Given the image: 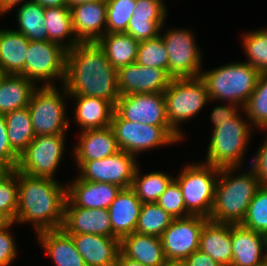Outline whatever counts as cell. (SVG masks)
<instances>
[{"mask_svg":"<svg viewBox=\"0 0 267 266\" xmlns=\"http://www.w3.org/2000/svg\"><path fill=\"white\" fill-rule=\"evenodd\" d=\"M231 240V266H254L267 259V253L263 254L265 244L262 234L241 224H231Z\"/></svg>","mask_w":267,"mask_h":266,"instance_id":"7402d4cb","label":"cell"},{"mask_svg":"<svg viewBox=\"0 0 267 266\" xmlns=\"http://www.w3.org/2000/svg\"><path fill=\"white\" fill-rule=\"evenodd\" d=\"M19 156L12 150L8 140L4 114L0 113V164L5 169H16Z\"/></svg>","mask_w":267,"mask_h":266,"instance_id":"ee69618b","label":"cell"},{"mask_svg":"<svg viewBox=\"0 0 267 266\" xmlns=\"http://www.w3.org/2000/svg\"><path fill=\"white\" fill-rule=\"evenodd\" d=\"M29 40L15 30H0V71L21 75L25 69Z\"/></svg>","mask_w":267,"mask_h":266,"instance_id":"4316f807","label":"cell"},{"mask_svg":"<svg viewBox=\"0 0 267 266\" xmlns=\"http://www.w3.org/2000/svg\"><path fill=\"white\" fill-rule=\"evenodd\" d=\"M138 168L137 166L131 188L135 191L142 203L157 202L174 178L164 172L157 171L145 174L141 177Z\"/></svg>","mask_w":267,"mask_h":266,"instance_id":"836d02e7","label":"cell"},{"mask_svg":"<svg viewBox=\"0 0 267 266\" xmlns=\"http://www.w3.org/2000/svg\"><path fill=\"white\" fill-rule=\"evenodd\" d=\"M23 1L24 0H1V7L7 13L9 10Z\"/></svg>","mask_w":267,"mask_h":266,"instance_id":"f5cc1de1","label":"cell"},{"mask_svg":"<svg viewBox=\"0 0 267 266\" xmlns=\"http://www.w3.org/2000/svg\"><path fill=\"white\" fill-rule=\"evenodd\" d=\"M120 251L144 266H161L166 260L160 237L137 232L120 240Z\"/></svg>","mask_w":267,"mask_h":266,"instance_id":"d4e9b609","label":"cell"},{"mask_svg":"<svg viewBox=\"0 0 267 266\" xmlns=\"http://www.w3.org/2000/svg\"><path fill=\"white\" fill-rule=\"evenodd\" d=\"M165 20H149V17L132 16L125 33L138 42L158 37Z\"/></svg>","mask_w":267,"mask_h":266,"instance_id":"7bdbcfd3","label":"cell"},{"mask_svg":"<svg viewBox=\"0 0 267 266\" xmlns=\"http://www.w3.org/2000/svg\"><path fill=\"white\" fill-rule=\"evenodd\" d=\"M143 203L132 188L121 189L108 208L112 237L121 240L134 233Z\"/></svg>","mask_w":267,"mask_h":266,"instance_id":"44dd1931","label":"cell"},{"mask_svg":"<svg viewBox=\"0 0 267 266\" xmlns=\"http://www.w3.org/2000/svg\"><path fill=\"white\" fill-rule=\"evenodd\" d=\"M100 0H67V5L69 7L80 4V3H91V2H97Z\"/></svg>","mask_w":267,"mask_h":266,"instance_id":"11a10c76","label":"cell"},{"mask_svg":"<svg viewBox=\"0 0 267 266\" xmlns=\"http://www.w3.org/2000/svg\"><path fill=\"white\" fill-rule=\"evenodd\" d=\"M120 96L138 93H163L171 77L162 68L132 63L117 71Z\"/></svg>","mask_w":267,"mask_h":266,"instance_id":"2e32d148","label":"cell"},{"mask_svg":"<svg viewBox=\"0 0 267 266\" xmlns=\"http://www.w3.org/2000/svg\"><path fill=\"white\" fill-rule=\"evenodd\" d=\"M35 82L23 75L2 74L0 77V113L27 107L36 89Z\"/></svg>","mask_w":267,"mask_h":266,"instance_id":"f1b7e54d","label":"cell"},{"mask_svg":"<svg viewBox=\"0 0 267 266\" xmlns=\"http://www.w3.org/2000/svg\"><path fill=\"white\" fill-rule=\"evenodd\" d=\"M65 134L37 135L19 156L17 170L33 177L55 176L64 151Z\"/></svg>","mask_w":267,"mask_h":266,"instance_id":"8fae6325","label":"cell"},{"mask_svg":"<svg viewBox=\"0 0 267 266\" xmlns=\"http://www.w3.org/2000/svg\"><path fill=\"white\" fill-rule=\"evenodd\" d=\"M107 20L105 33H125L133 16L136 0H106Z\"/></svg>","mask_w":267,"mask_h":266,"instance_id":"ab89813d","label":"cell"},{"mask_svg":"<svg viewBox=\"0 0 267 266\" xmlns=\"http://www.w3.org/2000/svg\"><path fill=\"white\" fill-rule=\"evenodd\" d=\"M136 157L125 151L100 160L76 161L81 170V180L112 183L122 189L132 187L134 173L137 168Z\"/></svg>","mask_w":267,"mask_h":266,"instance_id":"5bb4252c","label":"cell"},{"mask_svg":"<svg viewBox=\"0 0 267 266\" xmlns=\"http://www.w3.org/2000/svg\"><path fill=\"white\" fill-rule=\"evenodd\" d=\"M40 4L43 8L48 7H69L67 5V0H32Z\"/></svg>","mask_w":267,"mask_h":266,"instance_id":"816d5d0a","label":"cell"},{"mask_svg":"<svg viewBox=\"0 0 267 266\" xmlns=\"http://www.w3.org/2000/svg\"><path fill=\"white\" fill-rule=\"evenodd\" d=\"M238 107L236 104L233 103H228V106H216L214 107L212 114H211V119L214 124V128L217 127L219 124L224 123L225 121L231 120L238 111Z\"/></svg>","mask_w":267,"mask_h":266,"instance_id":"c3c4849f","label":"cell"},{"mask_svg":"<svg viewBox=\"0 0 267 266\" xmlns=\"http://www.w3.org/2000/svg\"><path fill=\"white\" fill-rule=\"evenodd\" d=\"M37 236L56 266H86L72 237L63 228L41 231Z\"/></svg>","mask_w":267,"mask_h":266,"instance_id":"484cf974","label":"cell"},{"mask_svg":"<svg viewBox=\"0 0 267 266\" xmlns=\"http://www.w3.org/2000/svg\"><path fill=\"white\" fill-rule=\"evenodd\" d=\"M18 207L15 222H32L37 233L62 228L66 186L54 179L18 171Z\"/></svg>","mask_w":267,"mask_h":266,"instance_id":"7a4b0ae2","label":"cell"},{"mask_svg":"<svg viewBox=\"0 0 267 266\" xmlns=\"http://www.w3.org/2000/svg\"><path fill=\"white\" fill-rule=\"evenodd\" d=\"M77 102L75 119L84 130L109 127L115 106L104 99L89 96H73ZM76 98V99H75Z\"/></svg>","mask_w":267,"mask_h":266,"instance_id":"83f0119b","label":"cell"},{"mask_svg":"<svg viewBox=\"0 0 267 266\" xmlns=\"http://www.w3.org/2000/svg\"><path fill=\"white\" fill-rule=\"evenodd\" d=\"M75 38L79 42H97L105 32L107 20V2L100 0L80 3L70 7ZM102 30V31H101Z\"/></svg>","mask_w":267,"mask_h":266,"instance_id":"ac0fdd59","label":"cell"},{"mask_svg":"<svg viewBox=\"0 0 267 266\" xmlns=\"http://www.w3.org/2000/svg\"><path fill=\"white\" fill-rule=\"evenodd\" d=\"M241 225L260 234L267 230V186H261L255 193Z\"/></svg>","mask_w":267,"mask_h":266,"instance_id":"60d3db41","label":"cell"},{"mask_svg":"<svg viewBox=\"0 0 267 266\" xmlns=\"http://www.w3.org/2000/svg\"><path fill=\"white\" fill-rule=\"evenodd\" d=\"M191 33L187 29H172L161 36L169 58L168 75L172 79L201 75V51Z\"/></svg>","mask_w":267,"mask_h":266,"instance_id":"4fadbf2b","label":"cell"},{"mask_svg":"<svg viewBox=\"0 0 267 266\" xmlns=\"http://www.w3.org/2000/svg\"><path fill=\"white\" fill-rule=\"evenodd\" d=\"M251 169L258 178L261 186H267V139L256 153Z\"/></svg>","mask_w":267,"mask_h":266,"instance_id":"7dc6e473","label":"cell"},{"mask_svg":"<svg viewBox=\"0 0 267 266\" xmlns=\"http://www.w3.org/2000/svg\"><path fill=\"white\" fill-rule=\"evenodd\" d=\"M199 250L210 255L222 266H231V224L208 220L201 231Z\"/></svg>","mask_w":267,"mask_h":266,"instance_id":"cb8c5ba5","label":"cell"},{"mask_svg":"<svg viewBox=\"0 0 267 266\" xmlns=\"http://www.w3.org/2000/svg\"><path fill=\"white\" fill-rule=\"evenodd\" d=\"M173 219L174 218L164 211L156 202L143 203L135 232L161 237L164 231L170 226Z\"/></svg>","mask_w":267,"mask_h":266,"instance_id":"e575fe53","label":"cell"},{"mask_svg":"<svg viewBox=\"0 0 267 266\" xmlns=\"http://www.w3.org/2000/svg\"><path fill=\"white\" fill-rule=\"evenodd\" d=\"M220 168L209 164H190L174 179L180 185L186 210L191 215L209 218Z\"/></svg>","mask_w":267,"mask_h":266,"instance_id":"52a82bcc","label":"cell"},{"mask_svg":"<svg viewBox=\"0 0 267 266\" xmlns=\"http://www.w3.org/2000/svg\"><path fill=\"white\" fill-rule=\"evenodd\" d=\"M209 219L199 215L174 218L161 235L165 258L185 260L199 249L200 234Z\"/></svg>","mask_w":267,"mask_h":266,"instance_id":"9a60e30c","label":"cell"},{"mask_svg":"<svg viewBox=\"0 0 267 266\" xmlns=\"http://www.w3.org/2000/svg\"><path fill=\"white\" fill-rule=\"evenodd\" d=\"M6 12L2 9V7H1V0H0V15L1 14H5Z\"/></svg>","mask_w":267,"mask_h":266,"instance_id":"91938a15","label":"cell"},{"mask_svg":"<svg viewBox=\"0 0 267 266\" xmlns=\"http://www.w3.org/2000/svg\"><path fill=\"white\" fill-rule=\"evenodd\" d=\"M261 73L247 62L226 64L201 73L210 101L224 100L244 108Z\"/></svg>","mask_w":267,"mask_h":266,"instance_id":"277c9868","label":"cell"},{"mask_svg":"<svg viewBox=\"0 0 267 266\" xmlns=\"http://www.w3.org/2000/svg\"><path fill=\"white\" fill-rule=\"evenodd\" d=\"M75 146L76 161L100 160L120 151L112 128L89 129L80 133Z\"/></svg>","mask_w":267,"mask_h":266,"instance_id":"603a6c76","label":"cell"},{"mask_svg":"<svg viewBox=\"0 0 267 266\" xmlns=\"http://www.w3.org/2000/svg\"><path fill=\"white\" fill-rule=\"evenodd\" d=\"M254 266H267V259L260 264L254 265Z\"/></svg>","mask_w":267,"mask_h":266,"instance_id":"680465c9","label":"cell"},{"mask_svg":"<svg viewBox=\"0 0 267 266\" xmlns=\"http://www.w3.org/2000/svg\"><path fill=\"white\" fill-rule=\"evenodd\" d=\"M44 18L48 41L63 46L67 51L79 43L75 38L70 7L45 8ZM71 35L74 38L72 37L68 43H63L62 40Z\"/></svg>","mask_w":267,"mask_h":266,"instance_id":"4dcf8cb0","label":"cell"},{"mask_svg":"<svg viewBox=\"0 0 267 266\" xmlns=\"http://www.w3.org/2000/svg\"><path fill=\"white\" fill-rule=\"evenodd\" d=\"M66 96H89L107 100L114 106L120 97L117 70L97 42H79L66 54Z\"/></svg>","mask_w":267,"mask_h":266,"instance_id":"6da1fadb","label":"cell"},{"mask_svg":"<svg viewBox=\"0 0 267 266\" xmlns=\"http://www.w3.org/2000/svg\"><path fill=\"white\" fill-rule=\"evenodd\" d=\"M238 167L220 168L210 221L227 224H241L249 204L261 187L251 169L242 175L231 176Z\"/></svg>","mask_w":267,"mask_h":266,"instance_id":"3957f363","label":"cell"},{"mask_svg":"<svg viewBox=\"0 0 267 266\" xmlns=\"http://www.w3.org/2000/svg\"><path fill=\"white\" fill-rule=\"evenodd\" d=\"M110 127L119 149L135 157L139 152L177 142L162 126L124 120L115 111Z\"/></svg>","mask_w":267,"mask_h":266,"instance_id":"7c38bea8","label":"cell"},{"mask_svg":"<svg viewBox=\"0 0 267 266\" xmlns=\"http://www.w3.org/2000/svg\"><path fill=\"white\" fill-rule=\"evenodd\" d=\"M163 93L169 125L182 138L178 125L194 117L210 101L207 86L200 76L171 79Z\"/></svg>","mask_w":267,"mask_h":266,"instance_id":"8992f818","label":"cell"},{"mask_svg":"<svg viewBox=\"0 0 267 266\" xmlns=\"http://www.w3.org/2000/svg\"><path fill=\"white\" fill-rule=\"evenodd\" d=\"M115 266H144V265L126 257L121 251H119Z\"/></svg>","mask_w":267,"mask_h":266,"instance_id":"f907efd6","label":"cell"},{"mask_svg":"<svg viewBox=\"0 0 267 266\" xmlns=\"http://www.w3.org/2000/svg\"><path fill=\"white\" fill-rule=\"evenodd\" d=\"M62 228L68 234H95L112 237V225L108 209L64 206Z\"/></svg>","mask_w":267,"mask_h":266,"instance_id":"d6986e66","label":"cell"},{"mask_svg":"<svg viewBox=\"0 0 267 266\" xmlns=\"http://www.w3.org/2000/svg\"><path fill=\"white\" fill-rule=\"evenodd\" d=\"M187 266H222L216 262L210 255L200 251L193 252L184 260Z\"/></svg>","mask_w":267,"mask_h":266,"instance_id":"681fc988","label":"cell"},{"mask_svg":"<svg viewBox=\"0 0 267 266\" xmlns=\"http://www.w3.org/2000/svg\"><path fill=\"white\" fill-rule=\"evenodd\" d=\"M245 114L251 121L250 127L267 129V73H261L258 83L244 106Z\"/></svg>","mask_w":267,"mask_h":266,"instance_id":"d590c367","label":"cell"},{"mask_svg":"<svg viewBox=\"0 0 267 266\" xmlns=\"http://www.w3.org/2000/svg\"><path fill=\"white\" fill-rule=\"evenodd\" d=\"M67 50L50 41H29L25 69L21 74L35 82L43 80V86H53L54 78L62 80L64 84L66 76ZM35 80V81H34ZM50 81V82H49Z\"/></svg>","mask_w":267,"mask_h":266,"instance_id":"9c48e42d","label":"cell"},{"mask_svg":"<svg viewBox=\"0 0 267 266\" xmlns=\"http://www.w3.org/2000/svg\"><path fill=\"white\" fill-rule=\"evenodd\" d=\"M136 63L146 67L162 68L168 74L169 58L161 34L139 43Z\"/></svg>","mask_w":267,"mask_h":266,"instance_id":"74e56055","label":"cell"},{"mask_svg":"<svg viewBox=\"0 0 267 266\" xmlns=\"http://www.w3.org/2000/svg\"><path fill=\"white\" fill-rule=\"evenodd\" d=\"M4 170H6V169L0 164V174H1Z\"/></svg>","mask_w":267,"mask_h":266,"instance_id":"94428289","label":"cell"},{"mask_svg":"<svg viewBox=\"0 0 267 266\" xmlns=\"http://www.w3.org/2000/svg\"><path fill=\"white\" fill-rule=\"evenodd\" d=\"M161 266H187L184 260H168L166 259L165 262Z\"/></svg>","mask_w":267,"mask_h":266,"instance_id":"db71d44e","label":"cell"},{"mask_svg":"<svg viewBox=\"0 0 267 266\" xmlns=\"http://www.w3.org/2000/svg\"><path fill=\"white\" fill-rule=\"evenodd\" d=\"M27 107L35 136L64 134L68 129L63 95L54 85L35 89Z\"/></svg>","mask_w":267,"mask_h":266,"instance_id":"ba28073f","label":"cell"},{"mask_svg":"<svg viewBox=\"0 0 267 266\" xmlns=\"http://www.w3.org/2000/svg\"><path fill=\"white\" fill-rule=\"evenodd\" d=\"M243 47L248 56L247 63L260 73H267V29L243 35Z\"/></svg>","mask_w":267,"mask_h":266,"instance_id":"f35d334b","label":"cell"},{"mask_svg":"<svg viewBox=\"0 0 267 266\" xmlns=\"http://www.w3.org/2000/svg\"><path fill=\"white\" fill-rule=\"evenodd\" d=\"M121 189L112 183L86 181L77 177L66 187L64 206L108 209Z\"/></svg>","mask_w":267,"mask_h":266,"instance_id":"e0dca14e","label":"cell"},{"mask_svg":"<svg viewBox=\"0 0 267 266\" xmlns=\"http://www.w3.org/2000/svg\"><path fill=\"white\" fill-rule=\"evenodd\" d=\"M246 123L237 113L213 129L206 164L218 168L241 166L252 130Z\"/></svg>","mask_w":267,"mask_h":266,"instance_id":"5b68a950","label":"cell"},{"mask_svg":"<svg viewBox=\"0 0 267 266\" xmlns=\"http://www.w3.org/2000/svg\"><path fill=\"white\" fill-rule=\"evenodd\" d=\"M97 43L117 71L136 62L140 42L127 33H105Z\"/></svg>","mask_w":267,"mask_h":266,"instance_id":"f546056e","label":"cell"},{"mask_svg":"<svg viewBox=\"0 0 267 266\" xmlns=\"http://www.w3.org/2000/svg\"><path fill=\"white\" fill-rule=\"evenodd\" d=\"M262 236H263L265 248H267V230L262 234ZM265 252L267 253V249L265 250Z\"/></svg>","mask_w":267,"mask_h":266,"instance_id":"6f0895ef","label":"cell"},{"mask_svg":"<svg viewBox=\"0 0 267 266\" xmlns=\"http://www.w3.org/2000/svg\"><path fill=\"white\" fill-rule=\"evenodd\" d=\"M156 203L173 218H184L191 215L186 210L180 185L175 179L170 182L165 193L159 197Z\"/></svg>","mask_w":267,"mask_h":266,"instance_id":"b9f144b4","label":"cell"},{"mask_svg":"<svg viewBox=\"0 0 267 266\" xmlns=\"http://www.w3.org/2000/svg\"><path fill=\"white\" fill-rule=\"evenodd\" d=\"M86 266H115L120 240L95 234H70Z\"/></svg>","mask_w":267,"mask_h":266,"instance_id":"ffe728a7","label":"cell"},{"mask_svg":"<svg viewBox=\"0 0 267 266\" xmlns=\"http://www.w3.org/2000/svg\"><path fill=\"white\" fill-rule=\"evenodd\" d=\"M20 6L17 12L19 30L29 41H48V33L45 27V8L40 4L29 0Z\"/></svg>","mask_w":267,"mask_h":266,"instance_id":"d6a6232c","label":"cell"},{"mask_svg":"<svg viewBox=\"0 0 267 266\" xmlns=\"http://www.w3.org/2000/svg\"><path fill=\"white\" fill-rule=\"evenodd\" d=\"M11 221L0 212V229L6 227Z\"/></svg>","mask_w":267,"mask_h":266,"instance_id":"9f6ffc18","label":"cell"},{"mask_svg":"<svg viewBox=\"0 0 267 266\" xmlns=\"http://www.w3.org/2000/svg\"><path fill=\"white\" fill-rule=\"evenodd\" d=\"M14 222L0 229V266H9L16 257L17 248L11 233L8 231Z\"/></svg>","mask_w":267,"mask_h":266,"instance_id":"bcb514c9","label":"cell"},{"mask_svg":"<svg viewBox=\"0 0 267 266\" xmlns=\"http://www.w3.org/2000/svg\"><path fill=\"white\" fill-rule=\"evenodd\" d=\"M166 13L163 0H136L133 16L149 17V20H165Z\"/></svg>","mask_w":267,"mask_h":266,"instance_id":"f6af8a7d","label":"cell"},{"mask_svg":"<svg viewBox=\"0 0 267 266\" xmlns=\"http://www.w3.org/2000/svg\"><path fill=\"white\" fill-rule=\"evenodd\" d=\"M8 140L12 150L20 156L35 138L28 107L4 114Z\"/></svg>","mask_w":267,"mask_h":266,"instance_id":"1f68e13d","label":"cell"},{"mask_svg":"<svg viewBox=\"0 0 267 266\" xmlns=\"http://www.w3.org/2000/svg\"><path fill=\"white\" fill-rule=\"evenodd\" d=\"M18 170L6 169L0 174V212L15 224L18 207Z\"/></svg>","mask_w":267,"mask_h":266,"instance_id":"8d00e7d4","label":"cell"},{"mask_svg":"<svg viewBox=\"0 0 267 266\" xmlns=\"http://www.w3.org/2000/svg\"><path fill=\"white\" fill-rule=\"evenodd\" d=\"M115 112L124 120L162 126L176 141L182 138L170 127L164 93H138L120 96Z\"/></svg>","mask_w":267,"mask_h":266,"instance_id":"30bf717a","label":"cell"}]
</instances>
